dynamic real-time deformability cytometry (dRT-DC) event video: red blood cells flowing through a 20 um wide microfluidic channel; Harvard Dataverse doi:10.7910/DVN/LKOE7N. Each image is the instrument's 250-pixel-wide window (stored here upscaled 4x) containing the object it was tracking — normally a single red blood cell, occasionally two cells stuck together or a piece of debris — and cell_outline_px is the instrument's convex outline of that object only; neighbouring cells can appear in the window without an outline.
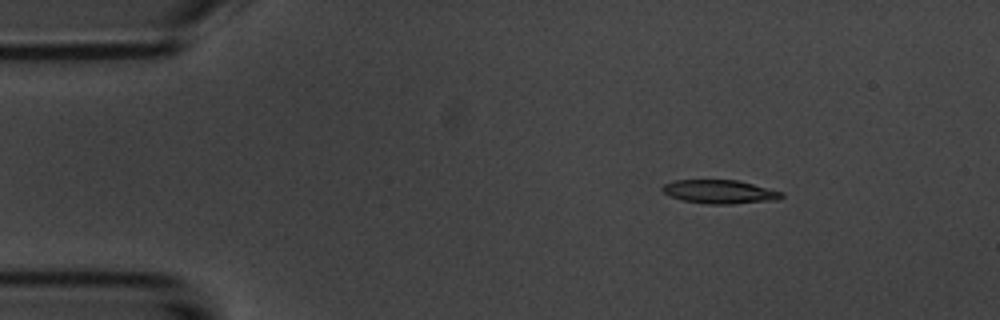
{"species": "common noctule bat (a hibernating species)", "species_latin": "Nyctalus noctula", "temperature_condition": "room temperature", "stored_images_in_passage": 4, "camera_frame_rate_fps": 3000, "um_per_image_px": 0.085, "animal": {"sex": "male", "body_mass_g": 20.1, "forearm_length_mm": 53.5}, "frame": {"image": 1, "passage_image": 2, "time_ms": 1.0, "image_size_px": [1000, 320], "cell_outline_px": [[784, 196], [776, 200], [732, 204], [708, 204], [680, 200], [668, 196], [660, 188], [664, 184], [672, 180], [736, 180], [784, 192]], "centroid_in_image_um": [61.14, 16.3], "position_along_channel_um": 23.9, "area_um2": 16.53}}